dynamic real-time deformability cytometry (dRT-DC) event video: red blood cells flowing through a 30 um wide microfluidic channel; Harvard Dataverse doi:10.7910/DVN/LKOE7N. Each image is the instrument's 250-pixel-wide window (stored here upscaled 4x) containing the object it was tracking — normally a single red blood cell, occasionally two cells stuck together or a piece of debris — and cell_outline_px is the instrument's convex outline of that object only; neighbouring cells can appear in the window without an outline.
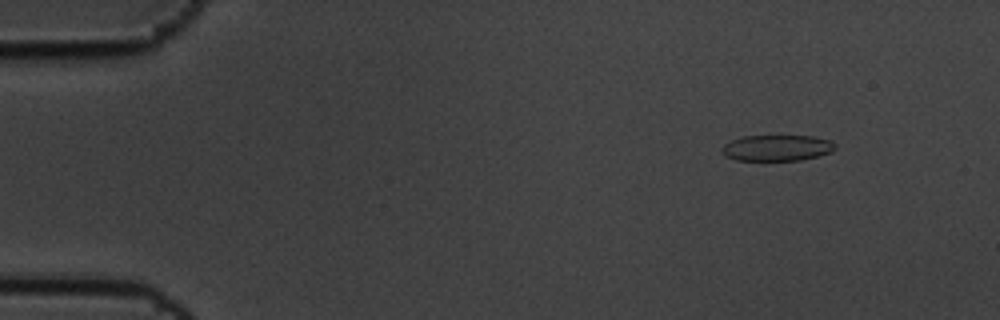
{"species": "common noctule bat (a hibernating species)", "species_latin": "Nyctalus noctula", "temperature_condition": "cold", "stored_images_in_passage": 15, "camera_frame_rate_fps": 3000, "um_per_image_px": 0.085, "animal": {"sex": "male", "body_mass_g": 19.5, "forearm_length_mm": 54.6}, "frame": {"image": 1, "passage_image": 2, "time_ms": 0.333, "image_size_px": [1000, 320], "cell_outline_px": [[836, 148], [832, 152], [800, 160], [736, 160], [724, 156], [720, 148], [724, 144], [732, 140], [744, 136], [812, 136], [832, 140], [836, 144]], "centroid_in_image_um": [66.05, 12.57], "position_along_channel_um": 19.0, "area_um2": 17.22}}
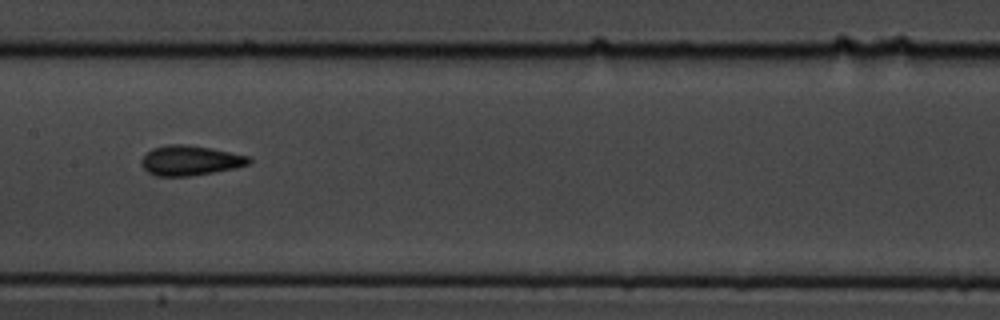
{"frame": {"image": 2, "passage_image": 8, "time_ms": 2.333, "image_size_px": [1000, 320], "cell_outline_px": [[252, 160], [248, 164], [236, 168], [188, 176], [156, 176], [148, 172], [140, 164], [140, 160], [152, 148], [168, 144], [184, 144], [212, 148], [252, 156]], "centroid_in_image_um": [16.18, 13.63], "position_along_channel_um": 191.2, "area_um2": 18.84}}
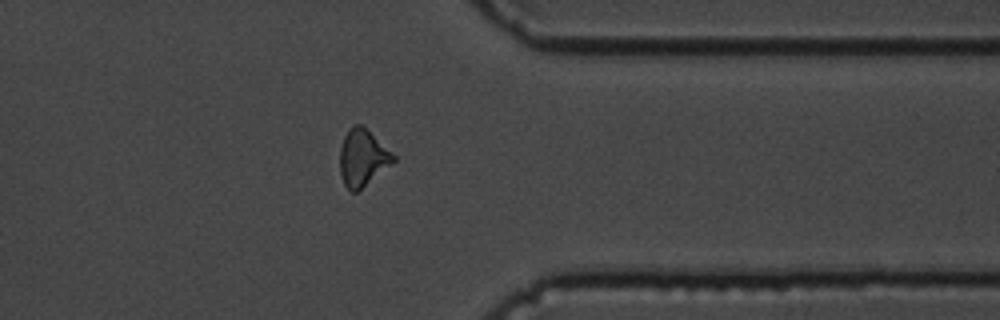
{"frame": {"image": 3, "passage_image": 13, "time_ms": 4.0, "image_size_px": [1000, 320], "cell_outline_px": [[396, 160], [392, 164], [356, 192], [352, 192], [344, 184], [340, 172], [340, 148], [344, 136], [348, 128], [356, 124], [360, 124], [396, 156]], "centroid_in_image_um": [30.81, 13.41], "position_along_channel_um": 380.6, "area_um2": 17.34}}